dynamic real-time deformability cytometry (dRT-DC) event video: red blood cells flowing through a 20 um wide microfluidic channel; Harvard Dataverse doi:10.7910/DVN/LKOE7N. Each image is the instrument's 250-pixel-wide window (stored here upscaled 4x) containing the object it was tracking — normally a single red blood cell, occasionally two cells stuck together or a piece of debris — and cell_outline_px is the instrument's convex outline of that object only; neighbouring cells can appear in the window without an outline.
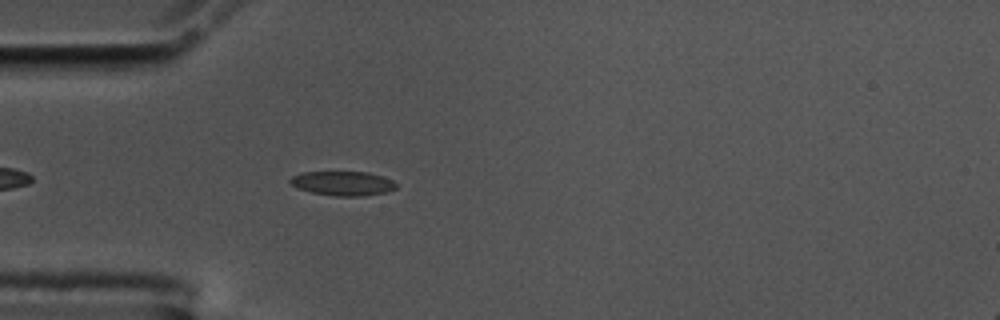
{"species": "common noctule bat (a hibernating species)", "species_latin": "Nyctalus noctula", "temperature_condition": "cold", "stored_images_in_passage": 45, "camera_frame_rate_fps": 3000, "um_per_image_px": 0.085, "animal": {"sex": "male", "body_mass_g": 17.5, "forearm_length_mm": 52.3}, "frame": {"image": 1, "passage_image": 5, "time_ms": 1.333, "image_size_px": [1000, 320], "cell_outline_px": [[396, 188], [388, 192], [360, 196], [336, 196], [312, 192], [300, 188], [292, 184], [288, 180], [292, 176], [304, 172], [368, 172], [392, 180], [396, 184]], "centroid_in_image_um": [29.16, 15.58], "position_along_channel_um": 55.8, "area_um2": 14.8}}
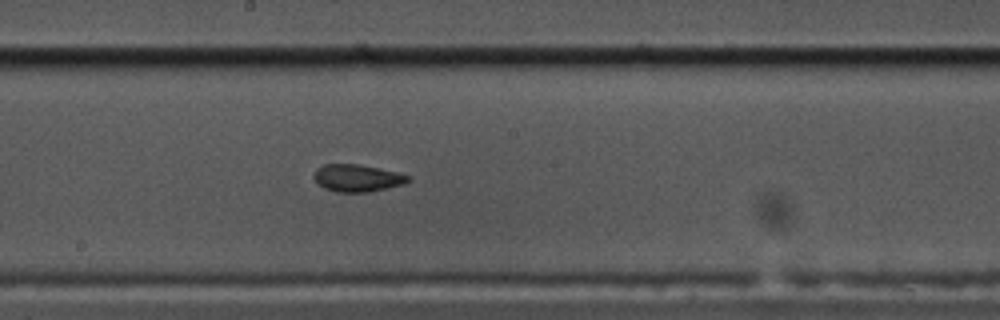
{"frame": {"image": 2, "passage_image": 19, "time_ms": 6.0, "image_size_px": [1000, 320], "cell_outline_px": [[412, 180], [404, 184], [368, 192], [336, 192], [324, 188], [312, 176], [316, 168], [324, 164], [360, 164], [396, 172], [412, 176]], "centroid_in_image_um": [30.38, 15.13], "position_along_channel_um": 217.8, "area_um2": 15.03}}
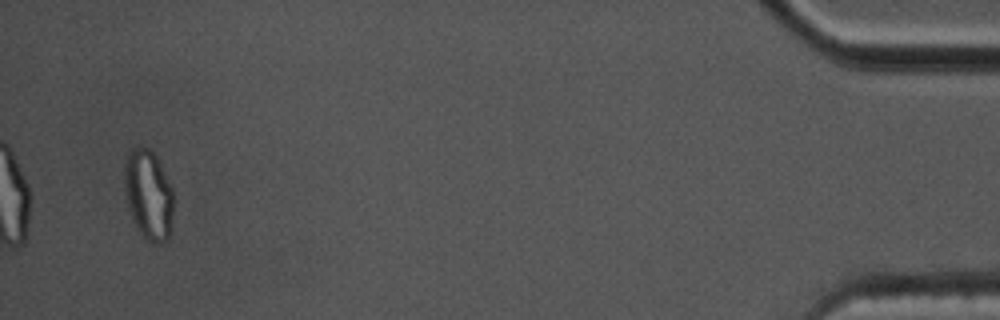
{"frame": {"image": 3, "passage_image": 43, "time_ms": 14.0, "image_size_px": [1000, 320], "cell_outline_px": [[172, 232], [168, 240], [160, 244], [152, 244], [136, 228], [128, 208], [124, 188], [124, 164], [128, 152], [132, 148], [148, 148], [156, 156], [172, 188]], "centroid_in_image_um": [12.61, 16.6], "position_along_channel_um": 422.6, "area_um2": 25.84}, "authors_computed_cell_mechanics": {"area_um2": 15.2014, "velocity_mm_per_s": 3.5813, "shape_relaxation_time_tau1_ms": null, "shape_relaxation_time_tau2_ms": 2.138, "deformation_change_tau1": null, "deformation_change_tau2": 0.0603}}